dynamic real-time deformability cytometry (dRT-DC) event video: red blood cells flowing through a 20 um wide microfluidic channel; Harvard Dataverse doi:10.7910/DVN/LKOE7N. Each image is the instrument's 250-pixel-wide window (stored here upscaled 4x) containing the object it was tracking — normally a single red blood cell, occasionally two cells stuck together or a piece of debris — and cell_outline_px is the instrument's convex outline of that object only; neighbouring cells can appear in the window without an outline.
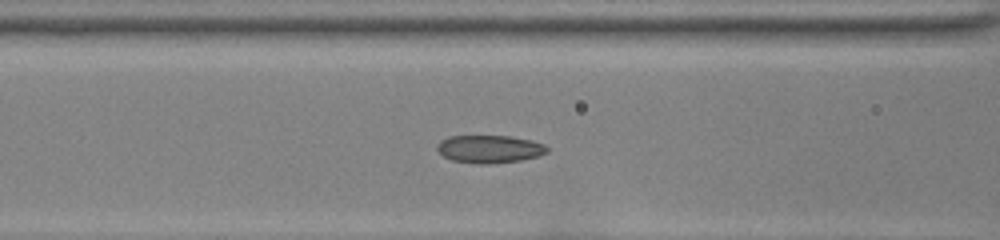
{"species": "common noctule bat (a hibernating species)", "species_latin": "Nyctalus noctula", "temperature_condition": "room temperature", "stored_images_in_passage": 43, "camera_frame_rate_fps": 3000, "um_per_image_px": 0.085, "animal": {"sex": "female", "body_mass_g": 22.0, "forearm_length_mm": 56.7}, "frame": {"image": 1, "passage_image": 23, "time_ms": 7.333, "image_size_px": [1000, 240], "cell_outline_px": [[548, 152], [536, 156], [520, 160], [492, 164], [480, 164], [452, 160], [444, 156], [436, 148], [436, 144], [440, 140], [448, 136], [512, 136], [532, 140], [544, 144], [548, 148]], "centroid_in_image_um": [41.6, 12.66], "position_along_channel_um": 125.0, "area_um2": 17.86}}
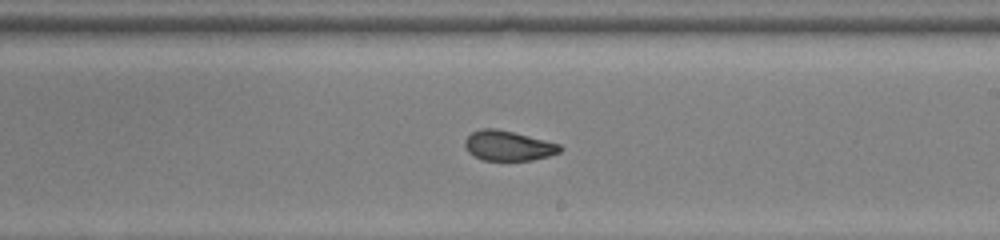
{"frame": {"image": 2, "passage_image": 32, "time_ms": 10.333, "image_size_px": [1000, 240], "cell_outline_px": [[564, 148], [560, 152], [548, 156], [532, 160], [480, 160], [468, 152], [464, 144], [464, 140], [472, 132], [480, 128], [496, 128], [560, 144]], "centroid_in_image_um": [43.17, 12.39], "position_along_channel_um": 245.8, "area_um2": 16.59}}
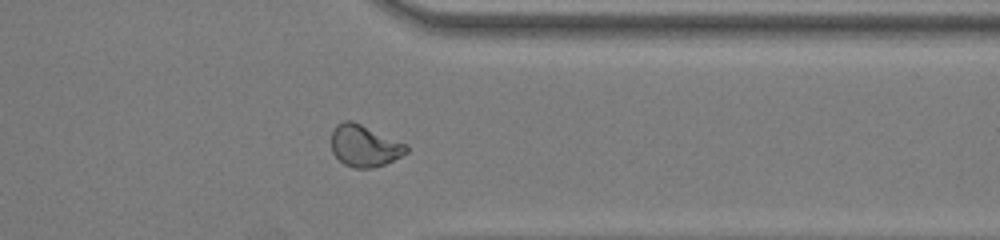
{"frame": {"image": 3, "passage_image": 42, "time_ms": 13.667, "image_size_px": [1000, 240], "cell_outline_px": [[408, 152], [384, 164], [372, 168], [356, 168], [344, 164], [332, 152], [332, 132], [336, 124], [344, 120], [352, 120], [408, 144]], "centroid_in_image_um": [30.98, 12.38], "position_along_channel_um": 380.4, "area_um2": 18.21}}